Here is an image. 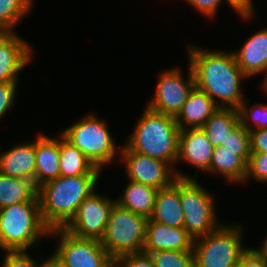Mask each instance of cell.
Wrapping results in <instances>:
<instances>
[{
  "mask_svg": "<svg viewBox=\"0 0 267 267\" xmlns=\"http://www.w3.org/2000/svg\"><path fill=\"white\" fill-rule=\"evenodd\" d=\"M148 255L155 267H196L193 251L162 250Z\"/></svg>",
  "mask_w": 267,
  "mask_h": 267,
  "instance_id": "cell-27",
  "label": "cell"
},
{
  "mask_svg": "<svg viewBox=\"0 0 267 267\" xmlns=\"http://www.w3.org/2000/svg\"><path fill=\"white\" fill-rule=\"evenodd\" d=\"M246 101L244 100L238 107L239 123L244 126L249 132L255 130L267 129V104H256L252 105L250 108L246 106ZM255 124V128L251 127V123ZM248 122L250 124H248ZM257 126V128H256Z\"/></svg>",
  "mask_w": 267,
  "mask_h": 267,
  "instance_id": "cell-29",
  "label": "cell"
},
{
  "mask_svg": "<svg viewBox=\"0 0 267 267\" xmlns=\"http://www.w3.org/2000/svg\"><path fill=\"white\" fill-rule=\"evenodd\" d=\"M150 219L167 226L183 228L184 213L179 197V178L171 186L158 190Z\"/></svg>",
  "mask_w": 267,
  "mask_h": 267,
  "instance_id": "cell-20",
  "label": "cell"
},
{
  "mask_svg": "<svg viewBox=\"0 0 267 267\" xmlns=\"http://www.w3.org/2000/svg\"><path fill=\"white\" fill-rule=\"evenodd\" d=\"M251 153H267V129L250 131Z\"/></svg>",
  "mask_w": 267,
  "mask_h": 267,
  "instance_id": "cell-35",
  "label": "cell"
},
{
  "mask_svg": "<svg viewBox=\"0 0 267 267\" xmlns=\"http://www.w3.org/2000/svg\"><path fill=\"white\" fill-rule=\"evenodd\" d=\"M193 244L194 239L184 228L171 227L148 219L144 253L162 250L193 251Z\"/></svg>",
  "mask_w": 267,
  "mask_h": 267,
  "instance_id": "cell-14",
  "label": "cell"
},
{
  "mask_svg": "<svg viewBox=\"0 0 267 267\" xmlns=\"http://www.w3.org/2000/svg\"><path fill=\"white\" fill-rule=\"evenodd\" d=\"M68 142L81 151L96 168L102 170L113 163L117 152L106 122L88 114L60 133Z\"/></svg>",
  "mask_w": 267,
  "mask_h": 267,
  "instance_id": "cell-5",
  "label": "cell"
},
{
  "mask_svg": "<svg viewBox=\"0 0 267 267\" xmlns=\"http://www.w3.org/2000/svg\"><path fill=\"white\" fill-rule=\"evenodd\" d=\"M188 71L185 80L177 67L161 73L154 98L147 107L155 112L176 117L195 87V78L190 65Z\"/></svg>",
  "mask_w": 267,
  "mask_h": 267,
  "instance_id": "cell-11",
  "label": "cell"
},
{
  "mask_svg": "<svg viewBox=\"0 0 267 267\" xmlns=\"http://www.w3.org/2000/svg\"><path fill=\"white\" fill-rule=\"evenodd\" d=\"M234 56L241 71L251 77L267 69V28L249 37Z\"/></svg>",
  "mask_w": 267,
  "mask_h": 267,
  "instance_id": "cell-17",
  "label": "cell"
},
{
  "mask_svg": "<svg viewBox=\"0 0 267 267\" xmlns=\"http://www.w3.org/2000/svg\"><path fill=\"white\" fill-rule=\"evenodd\" d=\"M134 128L126 145L137 153L163 160L174 168L180 134L175 117L146 107Z\"/></svg>",
  "mask_w": 267,
  "mask_h": 267,
  "instance_id": "cell-3",
  "label": "cell"
},
{
  "mask_svg": "<svg viewBox=\"0 0 267 267\" xmlns=\"http://www.w3.org/2000/svg\"><path fill=\"white\" fill-rule=\"evenodd\" d=\"M195 9L201 12L208 19H213L216 15L218 7L223 0H186Z\"/></svg>",
  "mask_w": 267,
  "mask_h": 267,
  "instance_id": "cell-34",
  "label": "cell"
},
{
  "mask_svg": "<svg viewBox=\"0 0 267 267\" xmlns=\"http://www.w3.org/2000/svg\"><path fill=\"white\" fill-rule=\"evenodd\" d=\"M36 141L19 144L0 154V172L10 177L32 180L35 183Z\"/></svg>",
  "mask_w": 267,
  "mask_h": 267,
  "instance_id": "cell-16",
  "label": "cell"
},
{
  "mask_svg": "<svg viewBox=\"0 0 267 267\" xmlns=\"http://www.w3.org/2000/svg\"><path fill=\"white\" fill-rule=\"evenodd\" d=\"M49 235L60 237L54 253L69 267H111L114 264L100 240L79 238L64 228L51 229Z\"/></svg>",
  "mask_w": 267,
  "mask_h": 267,
  "instance_id": "cell-10",
  "label": "cell"
},
{
  "mask_svg": "<svg viewBox=\"0 0 267 267\" xmlns=\"http://www.w3.org/2000/svg\"><path fill=\"white\" fill-rule=\"evenodd\" d=\"M31 200H39L38 187L34 181L10 177L0 172V208Z\"/></svg>",
  "mask_w": 267,
  "mask_h": 267,
  "instance_id": "cell-24",
  "label": "cell"
},
{
  "mask_svg": "<svg viewBox=\"0 0 267 267\" xmlns=\"http://www.w3.org/2000/svg\"><path fill=\"white\" fill-rule=\"evenodd\" d=\"M147 221V217L116 203L100 240L101 245L114 261L123 255L143 252Z\"/></svg>",
  "mask_w": 267,
  "mask_h": 267,
  "instance_id": "cell-7",
  "label": "cell"
},
{
  "mask_svg": "<svg viewBox=\"0 0 267 267\" xmlns=\"http://www.w3.org/2000/svg\"><path fill=\"white\" fill-rule=\"evenodd\" d=\"M207 172L220 173L230 183H245L247 163L233 151L223 146L214 147L210 168Z\"/></svg>",
  "mask_w": 267,
  "mask_h": 267,
  "instance_id": "cell-23",
  "label": "cell"
},
{
  "mask_svg": "<svg viewBox=\"0 0 267 267\" xmlns=\"http://www.w3.org/2000/svg\"><path fill=\"white\" fill-rule=\"evenodd\" d=\"M114 264L116 267H155L150 256L144 252L120 256Z\"/></svg>",
  "mask_w": 267,
  "mask_h": 267,
  "instance_id": "cell-33",
  "label": "cell"
},
{
  "mask_svg": "<svg viewBox=\"0 0 267 267\" xmlns=\"http://www.w3.org/2000/svg\"><path fill=\"white\" fill-rule=\"evenodd\" d=\"M26 250L7 251L1 267H44V261L37 264Z\"/></svg>",
  "mask_w": 267,
  "mask_h": 267,
  "instance_id": "cell-31",
  "label": "cell"
},
{
  "mask_svg": "<svg viewBox=\"0 0 267 267\" xmlns=\"http://www.w3.org/2000/svg\"><path fill=\"white\" fill-rule=\"evenodd\" d=\"M44 267H69L64 261H62L55 253H53L48 259L44 260Z\"/></svg>",
  "mask_w": 267,
  "mask_h": 267,
  "instance_id": "cell-38",
  "label": "cell"
},
{
  "mask_svg": "<svg viewBox=\"0 0 267 267\" xmlns=\"http://www.w3.org/2000/svg\"><path fill=\"white\" fill-rule=\"evenodd\" d=\"M35 155V185L37 187L60 176L59 138H50L40 134L36 139Z\"/></svg>",
  "mask_w": 267,
  "mask_h": 267,
  "instance_id": "cell-19",
  "label": "cell"
},
{
  "mask_svg": "<svg viewBox=\"0 0 267 267\" xmlns=\"http://www.w3.org/2000/svg\"><path fill=\"white\" fill-rule=\"evenodd\" d=\"M267 183V153H251L247 162L245 182L249 178Z\"/></svg>",
  "mask_w": 267,
  "mask_h": 267,
  "instance_id": "cell-30",
  "label": "cell"
},
{
  "mask_svg": "<svg viewBox=\"0 0 267 267\" xmlns=\"http://www.w3.org/2000/svg\"><path fill=\"white\" fill-rule=\"evenodd\" d=\"M214 146L201 128L180 129L178 161H186L198 170L210 168Z\"/></svg>",
  "mask_w": 267,
  "mask_h": 267,
  "instance_id": "cell-15",
  "label": "cell"
},
{
  "mask_svg": "<svg viewBox=\"0 0 267 267\" xmlns=\"http://www.w3.org/2000/svg\"><path fill=\"white\" fill-rule=\"evenodd\" d=\"M221 146L226 150L233 151L234 154L240 156L246 163L251 154L250 132L238 123L227 135Z\"/></svg>",
  "mask_w": 267,
  "mask_h": 267,
  "instance_id": "cell-28",
  "label": "cell"
},
{
  "mask_svg": "<svg viewBox=\"0 0 267 267\" xmlns=\"http://www.w3.org/2000/svg\"><path fill=\"white\" fill-rule=\"evenodd\" d=\"M239 123L237 109L218 108L204 123L201 129L214 147L221 146L227 135Z\"/></svg>",
  "mask_w": 267,
  "mask_h": 267,
  "instance_id": "cell-25",
  "label": "cell"
},
{
  "mask_svg": "<svg viewBox=\"0 0 267 267\" xmlns=\"http://www.w3.org/2000/svg\"><path fill=\"white\" fill-rule=\"evenodd\" d=\"M199 184L196 178H179V197L184 213L183 228L194 240L222 225L216 217L213 195Z\"/></svg>",
  "mask_w": 267,
  "mask_h": 267,
  "instance_id": "cell-8",
  "label": "cell"
},
{
  "mask_svg": "<svg viewBox=\"0 0 267 267\" xmlns=\"http://www.w3.org/2000/svg\"><path fill=\"white\" fill-rule=\"evenodd\" d=\"M32 47L14 32H0V83L18 81L32 57Z\"/></svg>",
  "mask_w": 267,
  "mask_h": 267,
  "instance_id": "cell-13",
  "label": "cell"
},
{
  "mask_svg": "<svg viewBox=\"0 0 267 267\" xmlns=\"http://www.w3.org/2000/svg\"><path fill=\"white\" fill-rule=\"evenodd\" d=\"M262 247L260 249H254L263 259L267 261V235L266 238L263 240V243L261 244Z\"/></svg>",
  "mask_w": 267,
  "mask_h": 267,
  "instance_id": "cell-39",
  "label": "cell"
},
{
  "mask_svg": "<svg viewBox=\"0 0 267 267\" xmlns=\"http://www.w3.org/2000/svg\"><path fill=\"white\" fill-rule=\"evenodd\" d=\"M237 267H267V261L263 259L253 247H251L240 259Z\"/></svg>",
  "mask_w": 267,
  "mask_h": 267,
  "instance_id": "cell-36",
  "label": "cell"
},
{
  "mask_svg": "<svg viewBox=\"0 0 267 267\" xmlns=\"http://www.w3.org/2000/svg\"><path fill=\"white\" fill-rule=\"evenodd\" d=\"M231 225L222 223L215 231L194 240L196 267H237L250 248L242 245L241 225Z\"/></svg>",
  "mask_w": 267,
  "mask_h": 267,
  "instance_id": "cell-6",
  "label": "cell"
},
{
  "mask_svg": "<svg viewBox=\"0 0 267 267\" xmlns=\"http://www.w3.org/2000/svg\"><path fill=\"white\" fill-rule=\"evenodd\" d=\"M218 108L207 93L195 86L175 120L179 129L201 128Z\"/></svg>",
  "mask_w": 267,
  "mask_h": 267,
  "instance_id": "cell-18",
  "label": "cell"
},
{
  "mask_svg": "<svg viewBox=\"0 0 267 267\" xmlns=\"http://www.w3.org/2000/svg\"><path fill=\"white\" fill-rule=\"evenodd\" d=\"M188 47L195 86L207 93L219 108L238 109L244 101L240 82L248 77L238 66L233 51L223 53Z\"/></svg>",
  "mask_w": 267,
  "mask_h": 267,
  "instance_id": "cell-1",
  "label": "cell"
},
{
  "mask_svg": "<svg viewBox=\"0 0 267 267\" xmlns=\"http://www.w3.org/2000/svg\"><path fill=\"white\" fill-rule=\"evenodd\" d=\"M50 230L41 217L39 200L0 208V248L5 252L38 246V240L50 236Z\"/></svg>",
  "mask_w": 267,
  "mask_h": 267,
  "instance_id": "cell-4",
  "label": "cell"
},
{
  "mask_svg": "<svg viewBox=\"0 0 267 267\" xmlns=\"http://www.w3.org/2000/svg\"><path fill=\"white\" fill-rule=\"evenodd\" d=\"M265 74H266V76H265V78H264V80H263V82H262V88H263V90L267 93V69H266L264 75H265Z\"/></svg>",
  "mask_w": 267,
  "mask_h": 267,
  "instance_id": "cell-40",
  "label": "cell"
},
{
  "mask_svg": "<svg viewBox=\"0 0 267 267\" xmlns=\"http://www.w3.org/2000/svg\"><path fill=\"white\" fill-rule=\"evenodd\" d=\"M100 175L59 176L38 187L41 217L50 228H64L90 196Z\"/></svg>",
  "mask_w": 267,
  "mask_h": 267,
  "instance_id": "cell-2",
  "label": "cell"
},
{
  "mask_svg": "<svg viewBox=\"0 0 267 267\" xmlns=\"http://www.w3.org/2000/svg\"><path fill=\"white\" fill-rule=\"evenodd\" d=\"M227 3L238 13V16H242V19H248L253 17L254 6L252 0H226Z\"/></svg>",
  "mask_w": 267,
  "mask_h": 267,
  "instance_id": "cell-37",
  "label": "cell"
},
{
  "mask_svg": "<svg viewBox=\"0 0 267 267\" xmlns=\"http://www.w3.org/2000/svg\"><path fill=\"white\" fill-rule=\"evenodd\" d=\"M119 153L125 164L130 181L163 189L171 186L177 178L194 179L175 170L169 163L131 150L124 145Z\"/></svg>",
  "mask_w": 267,
  "mask_h": 267,
  "instance_id": "cell-9",
  "label": "cell"
},
{
  "mask_svg": "<svg viewBox=\"0 0 267 267\" xmlns=\"http://www.w3.org/2000/svg\"><path fill=\"white\" fill-rule=\"evenodd\" d=\"M17 81L0 83V120L15 103Z\"/></svg>",
  "mask_w": 267,
  "mask_h": 267,
  "instance_id": "cell-32",
  "label": "cell"
},
{
  "mask_svg": "<svg viewBox=\"0 0 267 267\" xmlns=\"http://www.w3.org/2000/svg\"><path fill=\"white\" fill-rule=\"evenodd\" d=\"M158 190L152 186L129 180L123 195L116 199V203L122 208L149 219L153 212Z\"/></svg>",
  "mask_w": 267,
  "mask_h": 267,
  "instance_id": "cell-21",
  "label": "cell"
},
{
  "mask_svg": "<svg viewBox=\"0 0 267 267\" xmlns=\"http://www.w3.org/2000/svg\"><path fill=\"white\" fill-rule=\"evenodd\" d=\"M34 0H0V32H14L23 16L31 12Z\"/></svg>",
  "mask_w": 267,
  "mask_h": 267,
  "instance_id": "cell-26",
  "label": "cell"
},
{
  "mask_svg": "<svg viewBox=\"0 0 267 267\" xmlns=\"http://www.w3.org/2000/svg\"><path fill=\"white\" fill-rule=\"evenodd\" d=\"M115 204L116 200L94 191L82 202L76 215L64 229L79 238L101 240Z\"/></svg>",
  "mask_w": 267,
  "mask_h": 267,
  "instance_id": "cell-12",
  "label": "cell"
},
{
  "mask_svg": "<svg viewBox=\"0 0 267 267\" xmlns=\"http://www.w3.org/2000/svg\"><path fill=\"white\" fill-rule=\"evenodd\" d=\"M59 138L60 176L100 175L101 170L90 163L85 155L68 142L61 134Z\"/></svg>",
  "mask_w": 267,
  "mask_h": 267,
  "instance_id": "cell-22",
  "label": "cell"
}]
</instances>
